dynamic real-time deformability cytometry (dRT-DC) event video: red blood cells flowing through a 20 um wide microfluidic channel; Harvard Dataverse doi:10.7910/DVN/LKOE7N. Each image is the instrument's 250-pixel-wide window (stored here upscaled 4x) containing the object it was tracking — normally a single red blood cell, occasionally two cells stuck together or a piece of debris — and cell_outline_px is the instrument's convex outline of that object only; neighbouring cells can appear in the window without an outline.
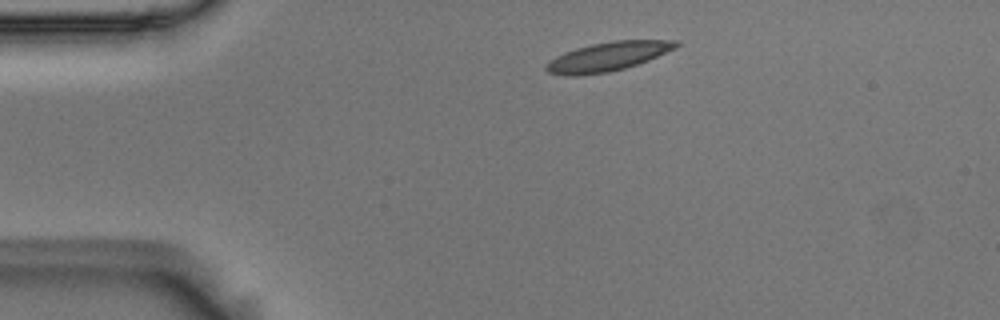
{"species": "Egyptian fruit bat (a non-hibernating species)", "species_latin": "Rousettus aegyptiacus", "temperature_condition": "room temperature", "stored_images_in_passage": 8, "camera_frame_rate_fps": 3000, "um_per_image_px": 0.085, "animal": {"sex": "male"}, "frame": {"image": 1, "passage_image": 1, "time_ms": 0.0, "image_size_px": [1000, 320], "cell_outline_px": [[680, 44], [676, 48], [648, 60], [624, 68], [608, 72], [572, 76], [548, 72], [544, 68], [548, 60], [564, 52], [576, 48], [592, 44], [612, 40], [680, 40]], "centroid_in_image_um": [51.67, 4.79], "position_along_channel_um": 33.3, "area_um2": 21.85}}
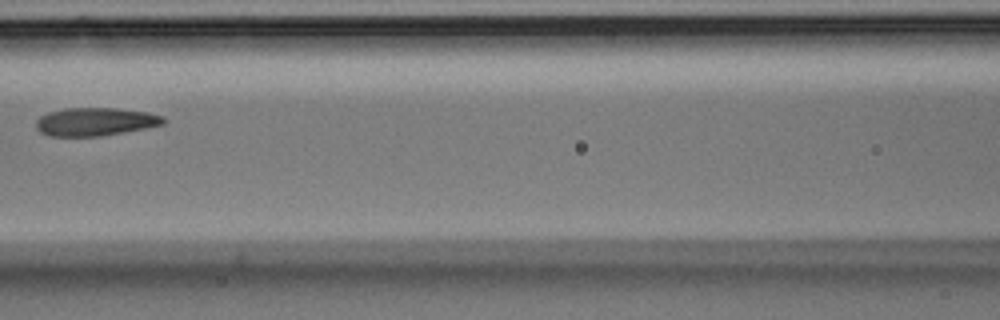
{"frame": {"image": 2, "passage_image": 5, "time_ms": 1.333, "image_size_px": [1000, 320], "cell_outline_px": [[168, 120], [164, 124], [124, 132], [100, 136], [52, 136], [40, 132], [36, 128], [36, 120], [40, 116], [48, 112], [64, 108], [116, 108], [148, 112], [164, 116]], "centroid_in_image_um": [8.11, 10.34], "position_along_channel_um": 158.5, "area_um2": 20.98}}
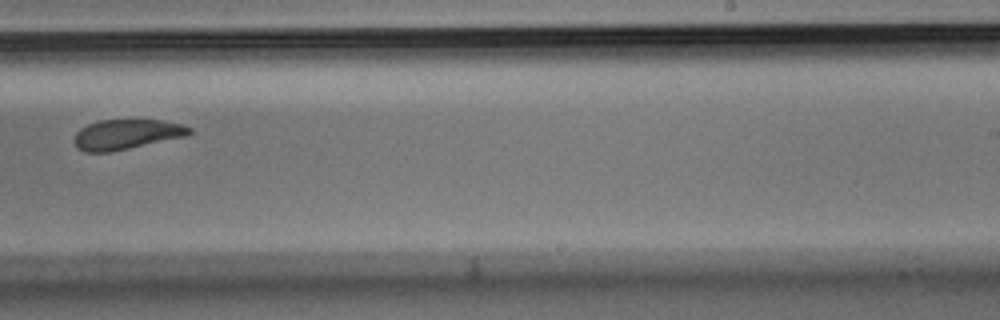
{"frame": {"image": 3, "passage_image": 8, "time_ms": 2.333, "image_size_px": [1000, 320], "cell_outline_px": [[192, 132], [188, 136], [112, 152], [84, 152], [76, 148], [72, 140], [76, 132], [80, 128], [88, 124], [100, 120], [164, 120], [180, 124], [192, 128]], "centroid_in_image_um": [10.73, 11.43], "position_along_channel_um": 278.3, "area_um2": 20.46}}